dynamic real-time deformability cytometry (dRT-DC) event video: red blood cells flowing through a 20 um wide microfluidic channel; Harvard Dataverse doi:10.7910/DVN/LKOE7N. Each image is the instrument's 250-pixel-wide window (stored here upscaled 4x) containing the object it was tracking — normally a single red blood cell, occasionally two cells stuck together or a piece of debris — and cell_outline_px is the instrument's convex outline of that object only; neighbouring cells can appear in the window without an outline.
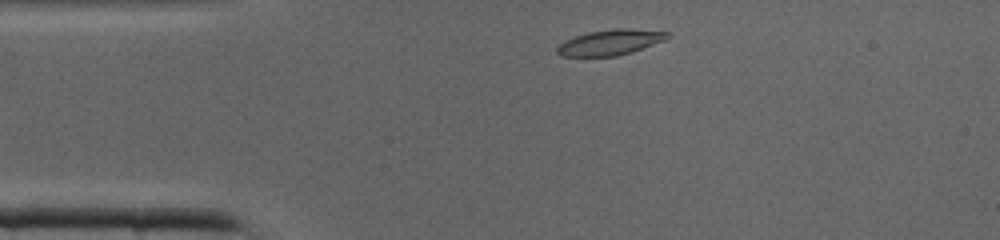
{"species": "common noctule bat (a hibernating species)", "species_latin": "Nyctalus noctula", "temperature_condition": "cold", "stored_images_in_passage": 35, "camera_frame_rate_fps": 3000, "um_per_image_px": 0.085, "animal": {"sex": "male", "body_mass_g": 19.0, "forearm_length_mm": 50.8}, "frame": {"image": 1, "passage_image": 2, "time_ms": 0.333, "image_size_px": [1000, 240], "cell_outline_px": [[672, 36], [664, 40], [632, 52], [616, 56], [560, 56], [556, 52], [556, 48], [564, 40], [588, 32], [616, 28], [628, 28], [672, 32]], "centroid_in_image_um": [51.9, 3.59], "position_along_channel_um": 33.1, "area_um2": 16.47}}
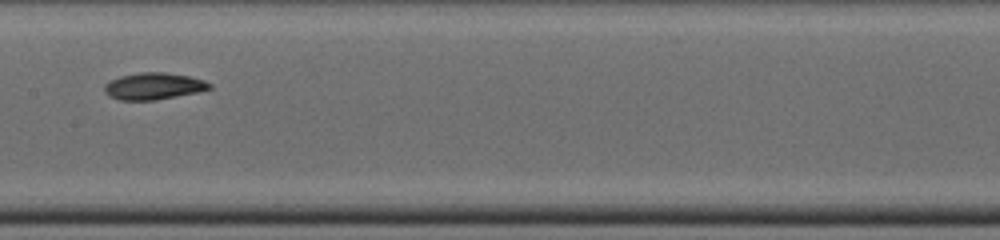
{"frame": {"image": 2, "passage_image": 14, "time_ms": 4.333, "image_size_px": [1000, 240], "cell_outline_px": [[212, 88], [196, 92], [156, 100], [120, 100], [108, 96], [104, 92], [104, 84], [120, 76], [140, 72], [164, 72], [188, 76], [204, 80], [212, 84]], "centroid_in_image_um": [13.03, 7.32], "position_along_channel_um": 194.4, "area_um2": 16.36}}
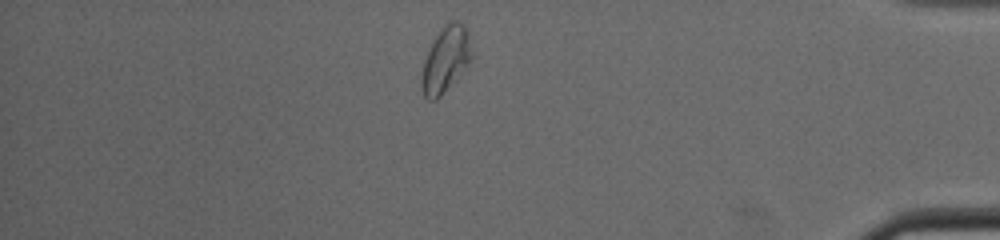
{"frame": {"image": 3, "passage_image": 29, "time_ms": 9.333, "image_size_px": [1000, 240], "cell_outline_px": [[472, 60], [440, 96], [436, 100], [428, 100], [424, 96], [420, 84], [420, 80], [424, 60], [436, 36], [452, 20], [456, 20], [464, 24], [468, 36], [472, 56]], "centroid_in_image_um": [37.86, 5.1], "position_along_channel_um": 397.3, "area_um2": 18.61}}